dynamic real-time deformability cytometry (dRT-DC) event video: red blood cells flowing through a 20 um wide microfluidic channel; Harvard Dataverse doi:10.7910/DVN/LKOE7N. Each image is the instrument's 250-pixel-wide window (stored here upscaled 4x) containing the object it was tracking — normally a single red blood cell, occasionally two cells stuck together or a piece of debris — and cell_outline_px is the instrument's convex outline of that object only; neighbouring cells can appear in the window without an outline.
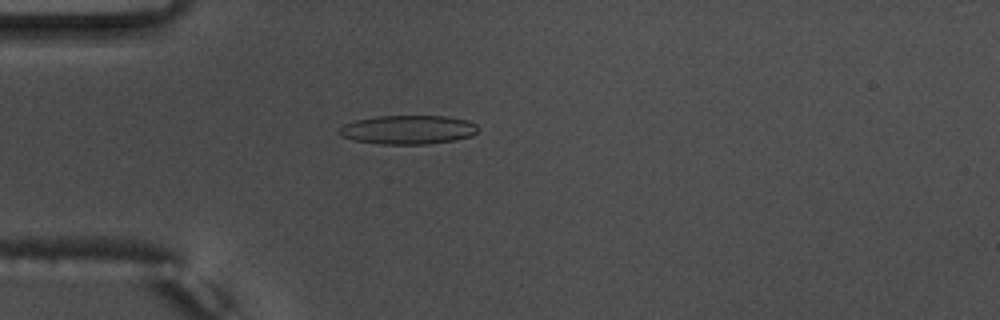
{"species": "common noctule bat (a hibernating species)", "species_latin": "Nyctalus noctula", "temperature_condition": "warm", "stored_images_in_passage": 55, "camera_frame_rate_fps": 3000, "um_per_image_px": 0.085, "animal": {"sex": "male", "body_mass_g": 17.5, "forearm_length_mm": 52.3}, "frame": {"image": 1, "passage_image": 16, "time_ms": 5.0, "image_size_px": [1000, 320], "cell_outline_px": [[476, 132], [472, 136], [452, 140], [428, 144], [380, 144], [352, 140], [340, 136], [340, 128], [344, 124], [356, 120], [376, 116], [444, 116], [468, 120], [476, 124]], "centroid_in_image_um": [34.66, 11.02], "position_along_channel_um": 50.3, "area_um2": 23.29}}
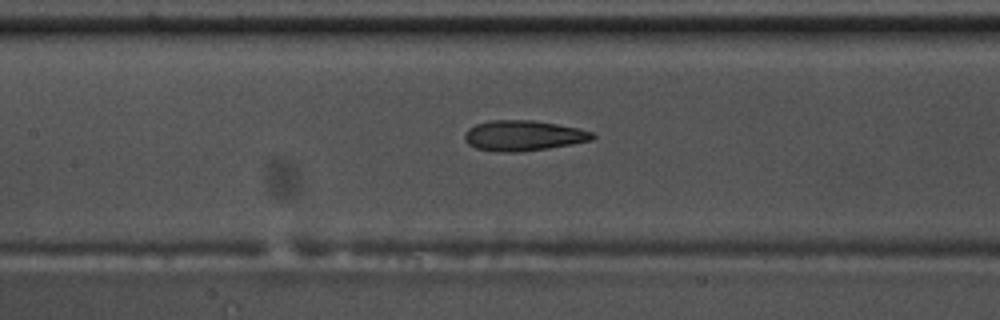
{"frame": {"image": 2, "passage_image": 26, "time_ms": 8.333, "image_size_px": [1000, 320], "cell_outline_px": [[596, 136], [592, 140], [572, 144], [548, 148], [520, 152], [500, 152], [476, 148], [468, 144], [464, 140], [464, 132], [468, 128], [476, 124], [492, 120], [532, 120], [556, 124], [576, 128], [592, 132]], "centroid_in_image_um": [44.45, 11.53], "position_along_channel_um": 163.0, "area_um2": 22.6}}
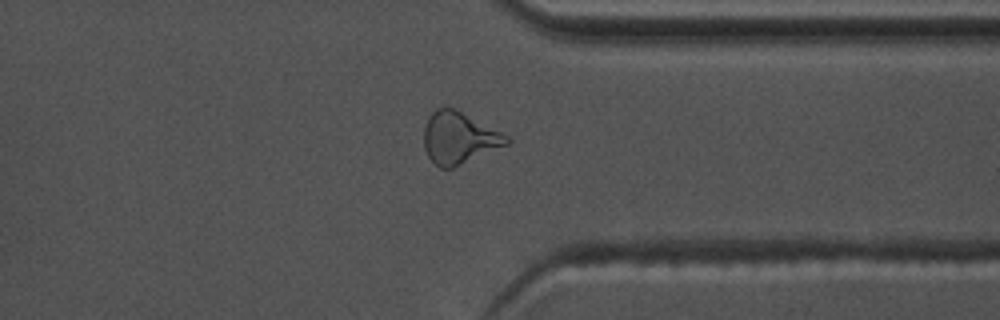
{"frame": {"image": 3, "passage_image": 43, "time_ms": 14.0, "image_size_px": [1000, 320], "cell_outline_px": [[512, 140], [508, 144], [452, 168], [440, 168], [428, 156], [424, 148], [424, 128], [428, 116], [436, 108], [456, 108], [508, 136]], "centroid_in_image_um": [39.0, 11.71], "position_along_channel_um": 372.4, "area_um2": 24.8}, "authors_computed_cell_mechanics": {"area_um2": 23.0044, "velocity_mm_per_s": 3.7425, "shape_relaxation_time_tau1_ms": null, "shape_relaxation_time_tau2_ms": 2.6055, "deformation_change_tau1": null, "deformation_change_tau2": 0.13}}